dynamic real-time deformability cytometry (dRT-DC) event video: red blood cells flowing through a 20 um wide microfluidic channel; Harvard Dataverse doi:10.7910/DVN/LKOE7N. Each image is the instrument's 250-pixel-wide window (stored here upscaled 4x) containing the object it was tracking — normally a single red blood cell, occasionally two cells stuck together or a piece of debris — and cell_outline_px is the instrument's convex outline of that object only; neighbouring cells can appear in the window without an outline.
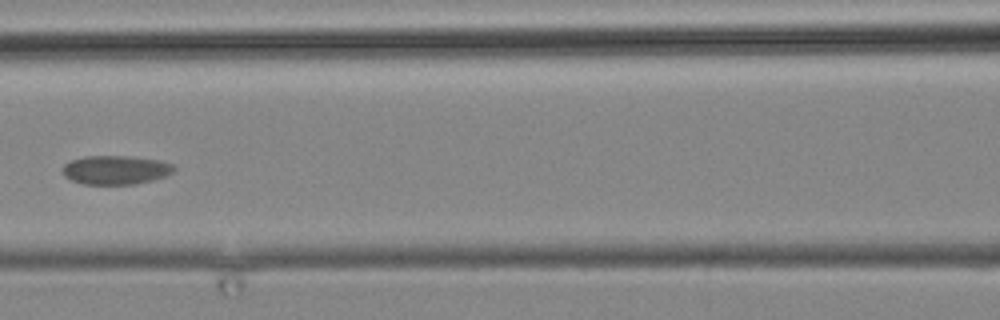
{"species": "common noctule bat (a hibernating species)", "species_latin": "Nyctalus noctula", "temperature_condition": "cold", "stored_images_in_passage": 5, "camera_frame_rate_fps": 3000, "um_per_image_px": 0.085, "animal": {"sex": "male", "body_mass_g": 19.2, "forearm_length_mm": 51.8}, "frame": {"image": 1, "passage_image": 5, "time_ms": 6.0, "image_size_px": [1000, 320], "cell_outline_px": [[176, 168], [172, 172], [164, 176], [152, 180], [136, 184], [84, 184], [72, 180], [64, 176], [64, 164], [72, 160], [84, 156], [128, 156], [160, 160], [172, 164]], "centroid_in_image_um": [9.84, 14.44], "position_along_channel_um": 156.8, "area_um2": 18.61}}